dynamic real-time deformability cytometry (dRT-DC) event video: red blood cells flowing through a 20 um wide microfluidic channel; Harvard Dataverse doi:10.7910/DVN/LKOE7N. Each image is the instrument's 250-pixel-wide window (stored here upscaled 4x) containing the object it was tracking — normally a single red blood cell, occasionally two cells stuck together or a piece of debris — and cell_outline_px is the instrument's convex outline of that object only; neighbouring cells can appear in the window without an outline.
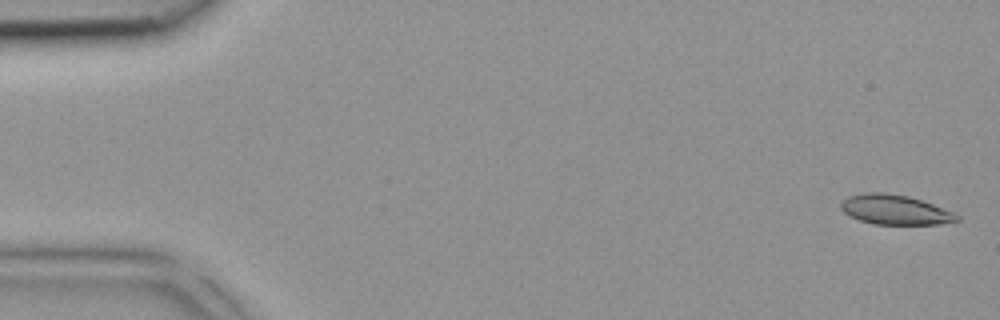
{"species": "common noctule bat (a hibernating species)", "species_latin": "Nyctalus noctula", "temperature_condition": "room temperature", "stored_images_in_passage": 4, "camera_frame_rate_fps": 3000, "um_per_image_px": 0.085, "animal": {"sex": "female", "body_mass_g": 18.4}, "frame": {"image": 1, "passage_image": 1, "time_ms": 0.0, "image_size_px": [1000, 320], "cell_outline_px": [[960, 220], [940, 224], [872, 224], [848, 216], [840, 208], [840, 200], [848, 196], [864, 192], [884, 192], [908, 196], [956, 212], [960, 216]], "centroid_in_image_um": [76.05, 17.82], "position_along_channel_um": 8.9, "area_um2": 20.35}}
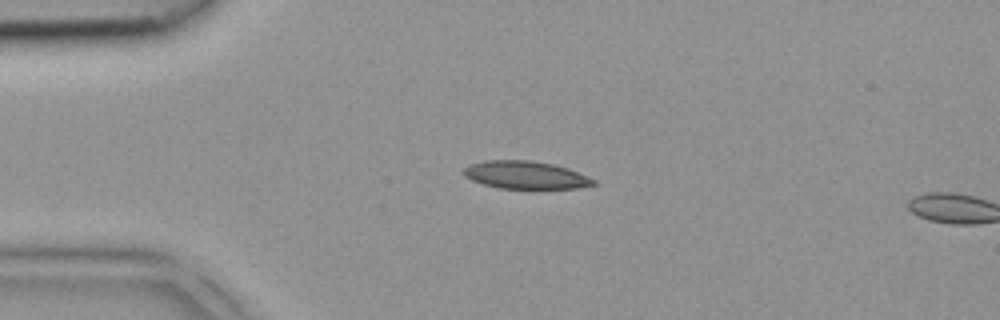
{"frame": {"image": 2, "passage_image": 3, "time_ms": 0.667, "image_size_px": [1000, 320], "cell_outline_px": [[596, 184], [576, 188], [500, 188], [484, 184], [472, 180], [464, 176], [464, 168], [468, 164], [484, 160], [528, 160], [552, 164], [568, 168], [596, 180]], "centroid_in_image_um": [44.64, 14.86], "position_along_channel_um": 40.4, "area_um2": 20.81}}